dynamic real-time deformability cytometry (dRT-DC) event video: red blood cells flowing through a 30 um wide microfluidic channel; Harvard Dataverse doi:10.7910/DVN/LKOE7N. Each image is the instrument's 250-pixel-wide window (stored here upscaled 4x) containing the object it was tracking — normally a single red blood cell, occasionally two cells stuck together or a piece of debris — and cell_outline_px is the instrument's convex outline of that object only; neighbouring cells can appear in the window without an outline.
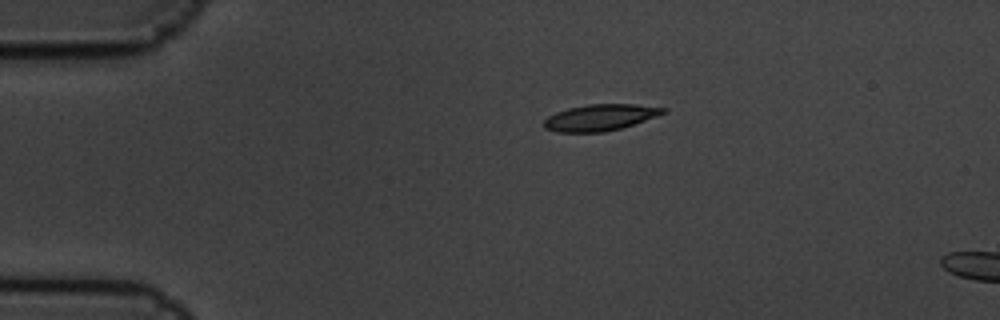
{"species": "common noctule bat (a hibernating species)", "species_latin": "Nyctalus noctula", "temperature_condition": "cold", "stored_images_in_passage": 2, "camera_frame_rate_fps": 3000, "um_per_image_px": 0.085, "animal": {"sex": "male", "body_mass_g": 19.5, "forearm_length_mm": 54.6}, "frame": {"image": 1, "passage_image": 1, "time_ms": 0.0, "image_size_px": [1000, 320], "cell_outline_px": [[668, 112], [620, 128], [604, 132], [556, 132], [544, 128], [544, 120], [548, 116], [556, 112], [568, 108], [588, 104], [636, 104], [668, 108]], "centroid_in_image_um": [51.01, 9.98], "position_along_channel_um": 34.0, "area_um2": 18.26}}